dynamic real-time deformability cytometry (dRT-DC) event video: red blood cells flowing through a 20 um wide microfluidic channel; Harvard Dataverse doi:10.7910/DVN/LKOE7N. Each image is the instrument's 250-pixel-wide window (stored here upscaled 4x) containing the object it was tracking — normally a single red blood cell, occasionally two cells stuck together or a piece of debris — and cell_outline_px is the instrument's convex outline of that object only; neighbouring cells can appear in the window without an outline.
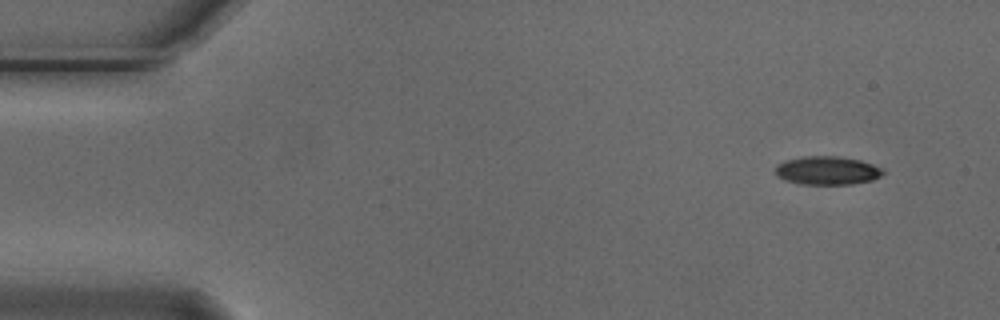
{"species": "Egyptian fruit bat (a non-hibernating species)", "species_latin": "Rousettus aegyptiacus", "temperature_condition": "cold", "stored_images_in_passage": 4, "camera_frame_rate_fps": 3000, "um_per_image_px": 0.085, "animal": {"sex": "male"}, "frame": {"image": 1, "passage_image": 1, "time_ms": 0.0, "image_size_px": [1000, 320], "cell_outline_px": [[888, 172], [872, 180], [852, 184], [800, 184], [784, 180], [776, 172], [776, 164], [784, 160], [804, 156], [840, 156], [860, 160], [884, 168]], "centroid_in_image_um": [70.36, 14.48], "position_along_channel_um": 14.6, "area_um2": 18.03}}
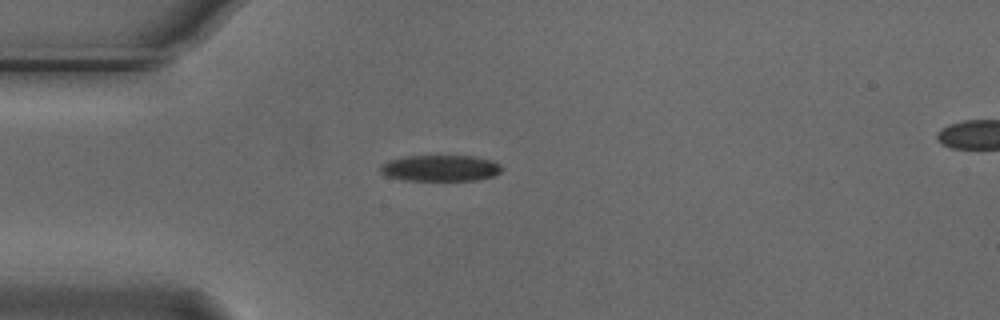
{"frame": {"image": 2, "passage_image": 3, "time_ms": 0.667, "image_size_px": [1000, 320], "cell_outline_px": [[504, 168], [500, 172], [492, 176], [476, 180], [404, 180], [384, 176], [380, 172], [380, 164], [388, 160], [408, 156], [472, 156], [492, 160], [500, 164]], "centroid_in_image_um": [37.4, 14.29], "position_along_channel_um": 47.6, "area_um2": 18.61}}